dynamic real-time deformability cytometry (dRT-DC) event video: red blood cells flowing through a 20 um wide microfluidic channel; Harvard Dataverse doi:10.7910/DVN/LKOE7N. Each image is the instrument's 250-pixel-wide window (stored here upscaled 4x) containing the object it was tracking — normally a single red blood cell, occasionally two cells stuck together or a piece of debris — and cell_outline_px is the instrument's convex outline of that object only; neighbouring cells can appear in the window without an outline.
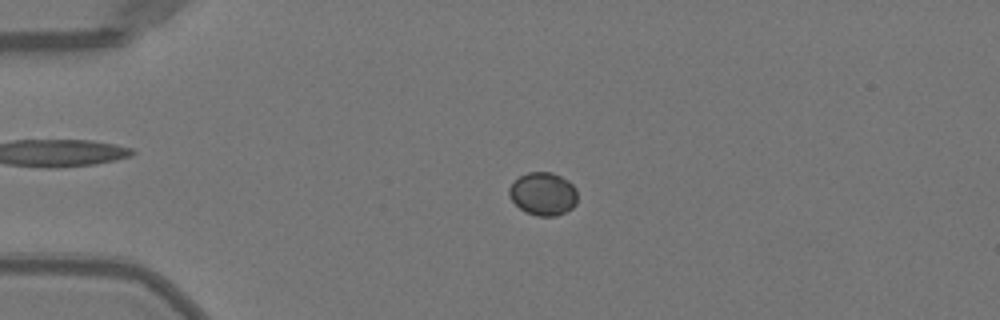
{"species": "Egyptian fruit bat (a non-hibernating species)", "species_latin": "Rousettus aegyptiacus", "temperature_condition": "warm", "stored_images_in_passage": 52, "camera_frame_rate_fps": 3000, "um_per_image_px": 0.085, "animal": {"sex": "female"}, "frame": {"image": 1, "passage_image": 13, "time_ms": 4.0, "image_size_px": [1000, 320], "cell_outline_px": [[576, 204], [572, 208], [556, 216], [536, 216], [524, 212], [508, 196], [508, 188], [520, 176], [528, 172], [552, 172], [568, 180], [576, 188]], "centroid_in_image_um": [46.15, 16.48], "position_along_channel_um": 38.8, "area_um2": 17.17}}
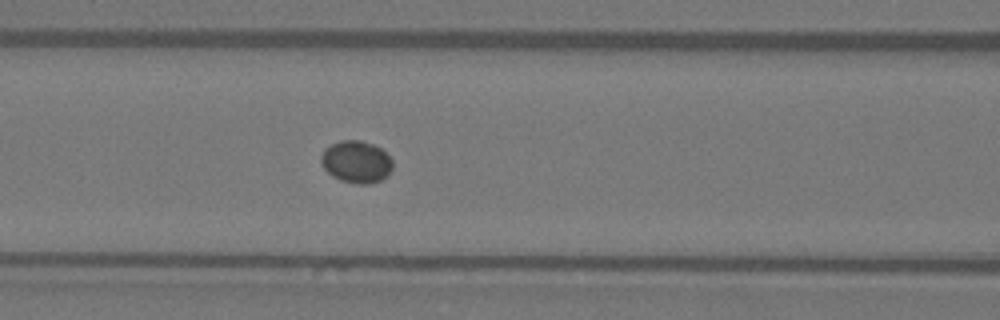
{"frame": {"image": 2, "passage_image": 23, "time_ms": 7.333, "image_size_px": [1000, 320], "cell_outline_px": [[392, 168], [388, 176], [380, 180], [368, 184], [356, 184], [340, 180], [332, 176], [324, 168], [320, 160], [320, 156], [324, 148], [340, 140], [360, 140], [372, 144], [380, 148], [392, 160]], "centroid_in_image_um": [30.27, 13.76], "position_along_channel_um": 136.3, "area_um2": 17.63}}
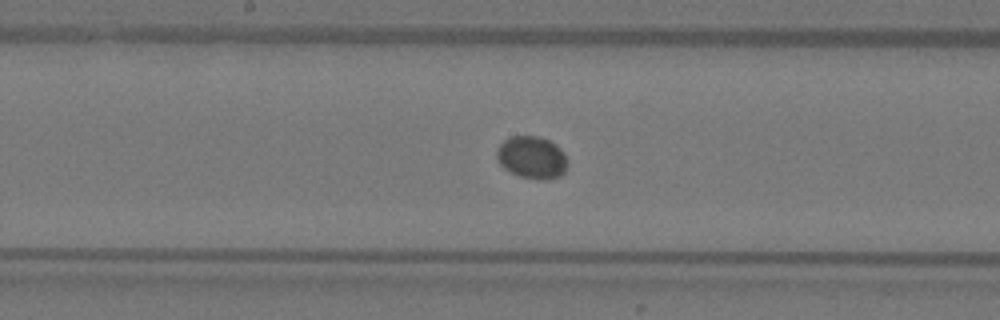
{"frame": {"image": 3, "passage_image": 28, "time_ms": 9.0, "image_size_px": [1000, 320], "cell_outline_px": [[568, 168], [560, 176], [544, 180], [540, 180], [520, 176], [504, 168], [496, 160], [496, 152], [500, 144], [504, 140], [512, 136], [536, 136], [548, 140], [556, 144], [564, 152], [568, 160]], "centroid_in_image_um": [45.23, 13.39], "position_along_channel_um": 203.0, "area_um2": 17.63}}